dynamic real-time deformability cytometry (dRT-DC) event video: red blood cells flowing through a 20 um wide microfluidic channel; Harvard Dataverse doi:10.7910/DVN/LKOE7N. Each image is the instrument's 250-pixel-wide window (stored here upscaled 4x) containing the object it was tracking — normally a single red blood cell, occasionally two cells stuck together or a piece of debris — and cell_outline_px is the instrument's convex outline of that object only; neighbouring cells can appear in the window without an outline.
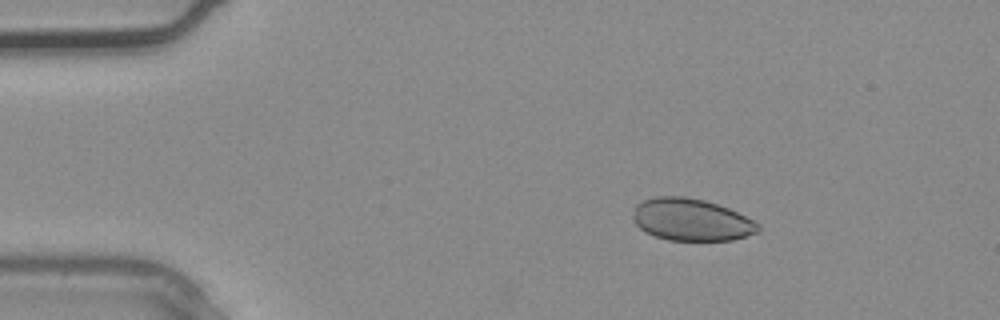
{"species": "common noctule bat (a hibernating species)", "species_latin": "Nyctalus noctula", "temperature_condition": "warm", "stored_images_in_passage": 4, "segment_of_instrument_passage": [1, 2], "camera_frame_rate_fps": 3000, "um_per_image_px": 0.085, "animal": {"sex": "male", "body_mass_g": 20.4}, "frame": {"image": 1, "passage_image": 2, "time_ms": 0.333, "image_size_px": [1000, 320], "cell_outline_px": [[760, 232], [732, 240], [668, 240], [656, 236], [640, 228], [632, 220], [632, 216], [636, 204], [644, 200], [656, 196], [684, 196], [704, 200], [728, 208], [760, 224]], "centroid_in_image_um": [58.75, 18.67], "position_along_channel_um": 26.2, "area_um2": 30.63}}